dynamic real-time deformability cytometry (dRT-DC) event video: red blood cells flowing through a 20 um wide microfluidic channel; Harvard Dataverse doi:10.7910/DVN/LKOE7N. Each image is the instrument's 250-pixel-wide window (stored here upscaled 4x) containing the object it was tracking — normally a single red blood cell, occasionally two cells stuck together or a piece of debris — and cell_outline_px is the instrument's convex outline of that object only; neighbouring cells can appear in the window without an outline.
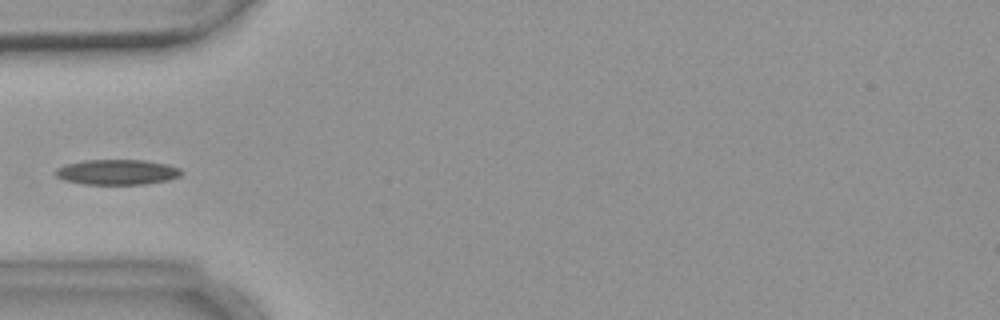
{"species": "common noctule bat (a hibernating species)", "species_latin": "Nyctalus noctula", "temperature_condition": "warm", "stored_images_in_passage": 4, "camera_frame_rate_fps": 3000, "um_per_image_px": 0.085, "animal": {"sex": "female", "body_mass_g": 18.4}, "frame": {"image": 1, "passage_image": 4, "time_ms": 3.333, "image_size_px": [1000, 320], "cell_outline_px": [[180, 176], [168, 180], [144, 184], [84, 184], [64, 180], [56, 176], [52, 172], [56, 168], [64, 164], [84, 160], [144, 160], [168, 164], [180, 168]], "centroid_in_image_um": [9.9, 14.62], "position_along_channel_um": 75.1, "area_um2": 18.61}}